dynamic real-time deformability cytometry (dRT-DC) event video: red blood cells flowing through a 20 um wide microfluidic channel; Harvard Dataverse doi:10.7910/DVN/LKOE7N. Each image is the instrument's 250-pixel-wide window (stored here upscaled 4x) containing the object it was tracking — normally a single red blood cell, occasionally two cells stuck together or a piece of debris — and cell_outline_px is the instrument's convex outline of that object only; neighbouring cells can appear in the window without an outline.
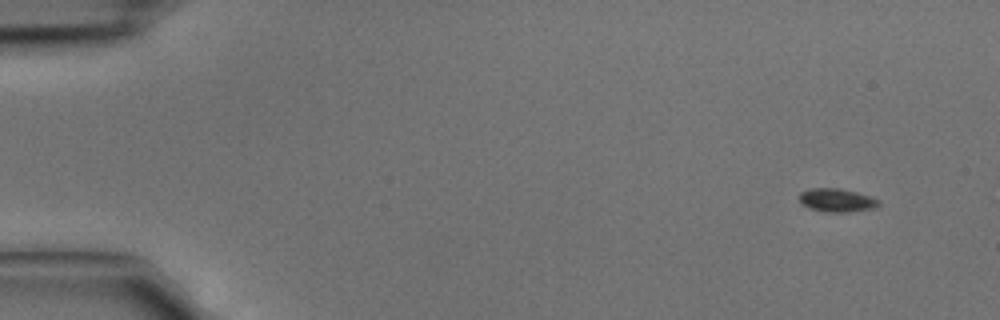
{"species": "common noctule bat (a hibernating species)", "species_latin": "Nyctalus noctula", "temperature_condition": "cold", "stored_images_in_passage": 2, "camera_frame_rate_fps": 3000, "um_per_image_px": 0.085, "animal": {"sex": "male", "body_mass_g": 15.6}, "frame": {"image": 1, "passage_image": 1, "time_ms": 0.0, "image_size_px": [1000, 320], "cell_outline_px": [[880, 204], [872, 208], [848, 212], [824, 212], [800, 204], [800, 192], [812, 188], [840, 188], [872, 196], [880, 200]], "centroid_in_image_um": [71.14, 17.01], "position_along_channel_um": 13.9, "area_um2": 10.81}}